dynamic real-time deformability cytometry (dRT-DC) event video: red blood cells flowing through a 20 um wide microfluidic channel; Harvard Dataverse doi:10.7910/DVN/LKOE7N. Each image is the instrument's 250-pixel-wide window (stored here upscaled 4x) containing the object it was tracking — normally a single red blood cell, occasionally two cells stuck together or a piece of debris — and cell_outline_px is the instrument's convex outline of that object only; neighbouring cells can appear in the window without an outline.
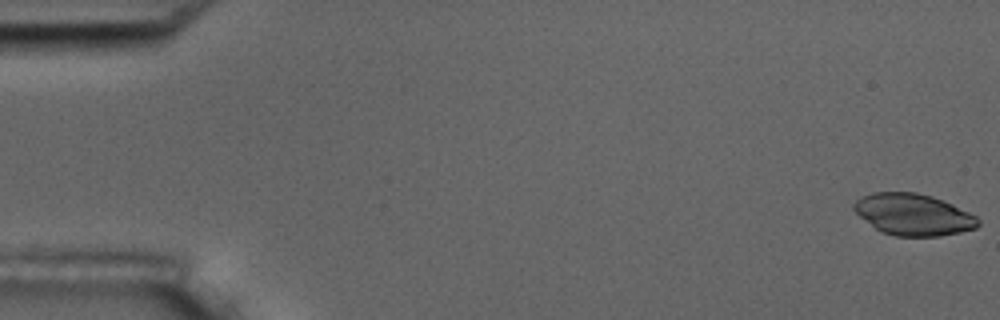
{"species": "common noctule bat (a hibernating species)", "species_latin": "Nyctalus noctula", "temperature_condition": "room temperature", "stored_images_in_passage": 13, "camera_frame_rate_fps": 3000, "um_per_image_px": 0.085, "animal": {"sex": "male", "body_mass_g": 17.5, "forearm_length_mm": 52.3}, "frame": {"image": 1, "passage_image": 1, "time_ms": 0.0, "image_size_px": [1000, 320], "cell_outline_px": [[980, 224], [976, 228], [960, 232], [940, 236], [896, 236], [880, 232], [860, 216], [852, 208], [852, 204], [856, 200], [872, 192], [916, 192], [932, 196], [944, 200], [976, 216], [980, 220]], "centroid_in_image_um": [77.63, 18.23], "position_along_channel_um": 7.4, "area_um2": 30.11}}